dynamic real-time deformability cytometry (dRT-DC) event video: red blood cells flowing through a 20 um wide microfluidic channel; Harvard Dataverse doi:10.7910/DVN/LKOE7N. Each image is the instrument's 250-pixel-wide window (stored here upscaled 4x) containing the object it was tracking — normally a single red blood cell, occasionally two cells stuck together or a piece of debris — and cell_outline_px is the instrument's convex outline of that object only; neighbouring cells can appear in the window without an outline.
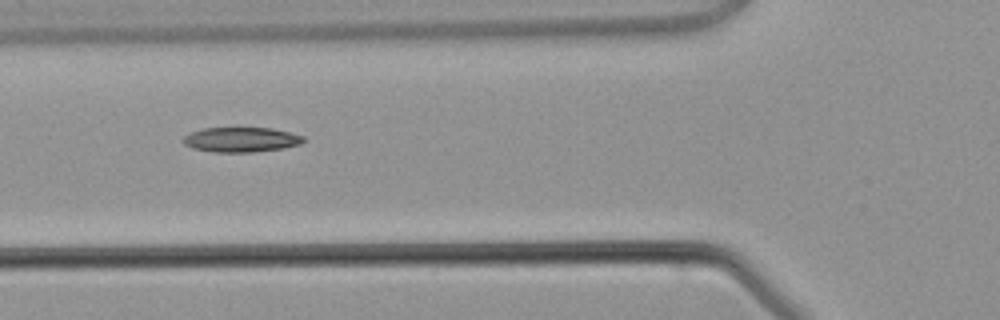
{"species": "common noctule bat (a hibernating species)", "species_latin": "Nyctalus noctula", "temperature_condition": "warm", "stored_images_in_passage": 3, "camera_frame_rate_fps": 3000, "um_per_image_px": 0.085, "animal": {"sex": "male", "body_mass_g": 21.5, "forearm_length_mm": 52.0}, "frame": {"image": 1, "passage_image": 3, "time_ms": 2.333, "image_size_px": [1000, 320], "cell_outline_px": [[304, 140], [300, 144], [284, 148], [252, 152], [212, 152], [192, 148], [184, 144], [184, 136], [192, 132], [204, 128], [236, 124], [272, 128], [304, 136]], "centroid_in_image_um": [20.48, 11.81], "position_along_channel_um": 105.3, "area_um2": 18.26}}